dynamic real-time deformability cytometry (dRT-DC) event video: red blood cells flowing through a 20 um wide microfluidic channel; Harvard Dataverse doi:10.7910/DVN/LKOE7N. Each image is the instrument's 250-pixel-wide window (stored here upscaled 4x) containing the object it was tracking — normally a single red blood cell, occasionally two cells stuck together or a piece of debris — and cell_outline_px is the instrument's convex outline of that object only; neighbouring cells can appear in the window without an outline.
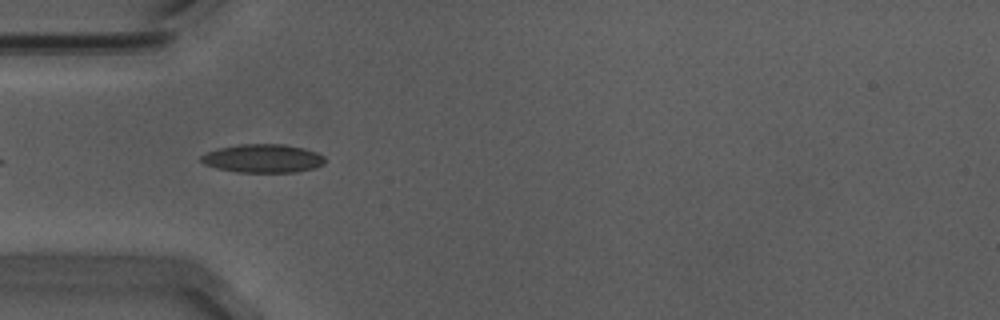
{"species": "Egyptian fruit bat (a non-hibernating species)", "species_latin": "Rousettus aegyptiacus", "temperature_condition": "warm", "stored_images_in_passage": 8, "camera_frame_rate_fps": 3000, "um_per_image_px": 0.085, "animal": {"sex": "male"}, "frame": {"image": 1, "passage_image": 3, "time_ms": 0.667, "image_size_px": [1000, 320], "cell_outline_px": [[324, 164], [316, 168], [296, 172], [236, 172], [216, 168], [204, 164], [200, 160], [200, 156], [208, 152], [220, 148], [240, 144], [284, 144], [304, 148], [316, 152], [324, 156]], "centroid_in_image_um": [22.36, 13.47], "position_along_channel_um": 62.6, "area_um2": 20.58}}
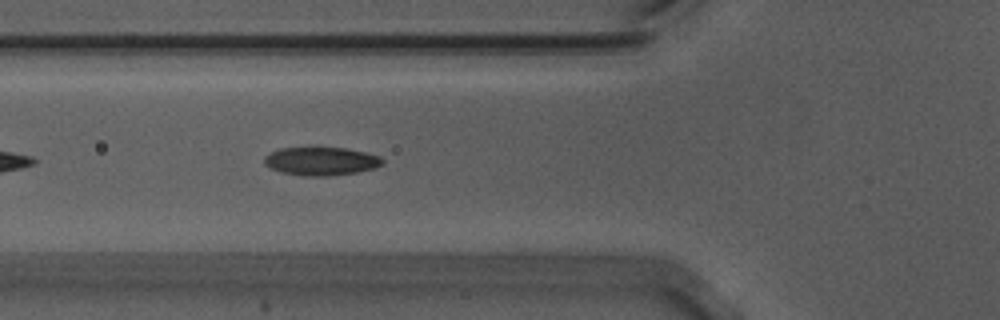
{"frame": {"image": 2, "passage_image": 6, "time_ms": 1.667, "image_size_px": [1000, 320], "cell_outline_px": [[384, 164], [376, 168], [356, 172], [328, 176], [304, 176], [280, 172], [264, 164], [264, 156], [280, 148], [344, 148], [364, 152], [380, 156], [384, 160]], "centroid_in_image_um": [27.31, 13.71], "position_along_channel_um": 98.5, "area_um2": 19.42}}